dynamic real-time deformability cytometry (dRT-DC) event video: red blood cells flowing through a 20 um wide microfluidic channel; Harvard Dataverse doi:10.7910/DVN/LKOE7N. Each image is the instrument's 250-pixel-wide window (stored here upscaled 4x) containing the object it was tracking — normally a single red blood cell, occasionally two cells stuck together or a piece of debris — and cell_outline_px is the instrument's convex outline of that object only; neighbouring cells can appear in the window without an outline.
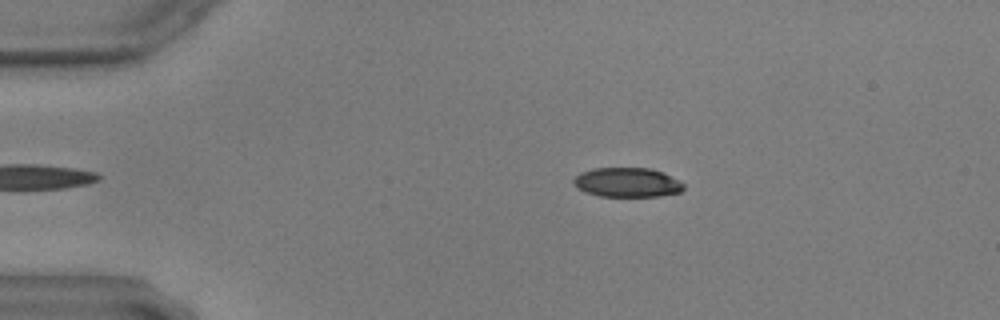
{"species": "common noctule bat (a hibernating species)", "species_latin": "Nyctalus noctula", "temperature_condition": "warm", "stored_images_in_passage": 46, "camera_frame_rate_fps": 3000, "um_per_image_px": 0.085, "animal": {"sex": "male", "body_mass_g": 17.9, "forearm_length_mm": 54.2}, "frame": {"image": 1, "passage_image": 7, "time_ms": 2.0, "image_size_px": [1000, 320], "cell_outline_px": [[684, 188], [680, 192], [660, 196], [600, 196], [584, 192], [572, 184], [572, 180], [580, 172], [592, 168], [648, 168], [664, 172], [680, 180], [684, 184]], "centroid_in_image_um": [53.3, 15.5], "position_along_channel_um": 31.7, "area_um2": 19.07}}
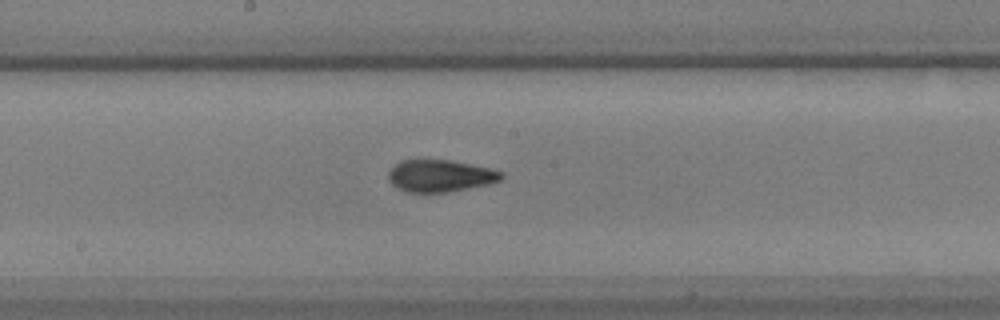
{"frame": {"image": 2, "passage_image": 27, "time_ms": 8.667, "image_size_px": [1000, 320], "cell_outline_px": [[504, 176], [500, 180], [488, 184], [448, 192], [408, 192], [396, 188], [388, 180], [388, 172], [400, 160], [416, 156], [452, 160], [492, 168], [504, 172]], "centroid_in_image_um": [37.38, 14.89], "position_along_channel_um": 210.8, "area_um2": 21.96}}
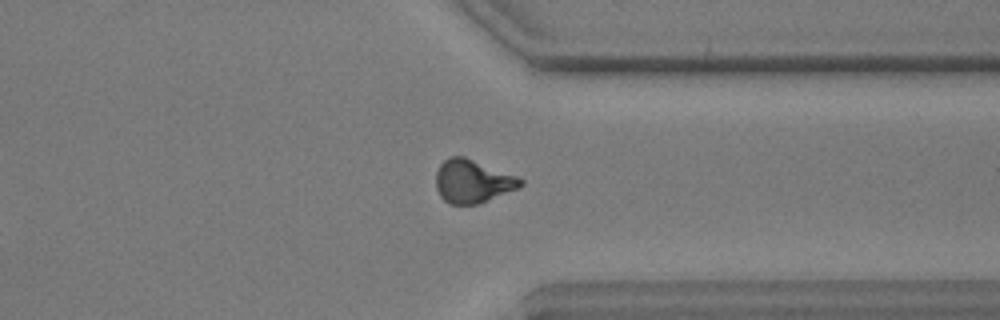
{"frame": {"image": 3, "passage_image": 41, "time_ms": 13.333, "image_size_px": [1000, 320], "cell_outline_px": [[524, 184], [520, 188], [480, 204], [448, 204], [440, 196], [436, 188], [436, 172], [440, 164], [448, 156], [464, 156], [520, 176], [524, 180]], "centroid_in_image_um": [40.22, 15.41], "position_along_channel_um": 371.2, "area_um2": 21.85}}